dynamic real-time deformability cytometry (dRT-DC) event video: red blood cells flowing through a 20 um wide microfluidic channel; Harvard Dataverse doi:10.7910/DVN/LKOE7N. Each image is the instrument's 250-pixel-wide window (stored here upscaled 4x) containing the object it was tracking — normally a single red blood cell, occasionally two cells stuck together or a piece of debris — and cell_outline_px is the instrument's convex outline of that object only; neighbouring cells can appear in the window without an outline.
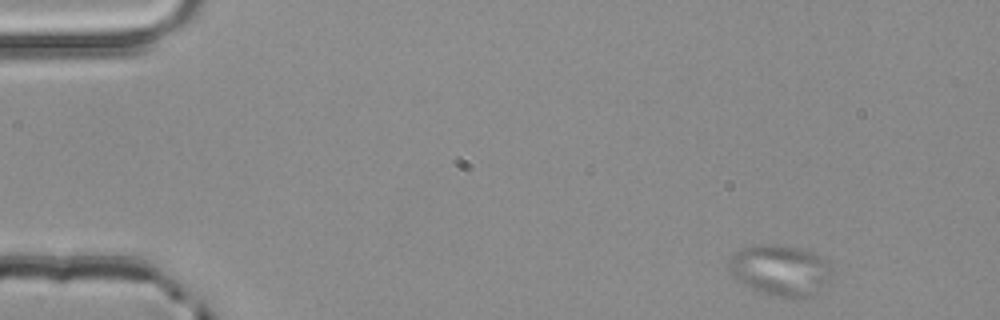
{"species": "common noctule bat (a hibernating species)", "species_latin": "Nyctalus noctula", "temperature_condition": "room temperature", "stored_images_in_passage": 4, "camera_frame_rate_fps": 3000, "um_per_image_px": 0.085, "animal": {"sex": "male", "body_mass_g": 20.4}, "frame": {"image": 1, "passage_image": 1, "time_ms": 0.0, "image_size_px": [1000, 320], "cell_outline_px": [[832, 264], [816, 296], [780, 296], [764, 292], [752, 288], [744, 284], [728, 268], [728, 264], [732, 256], [740, 248], [760, 244], [776, 244], [800, 248], [824, 256]], "centroid_in_image_um": [66.32, 22.91], "position_along_channel_um": 18.7, "area_um2": 29.71}}